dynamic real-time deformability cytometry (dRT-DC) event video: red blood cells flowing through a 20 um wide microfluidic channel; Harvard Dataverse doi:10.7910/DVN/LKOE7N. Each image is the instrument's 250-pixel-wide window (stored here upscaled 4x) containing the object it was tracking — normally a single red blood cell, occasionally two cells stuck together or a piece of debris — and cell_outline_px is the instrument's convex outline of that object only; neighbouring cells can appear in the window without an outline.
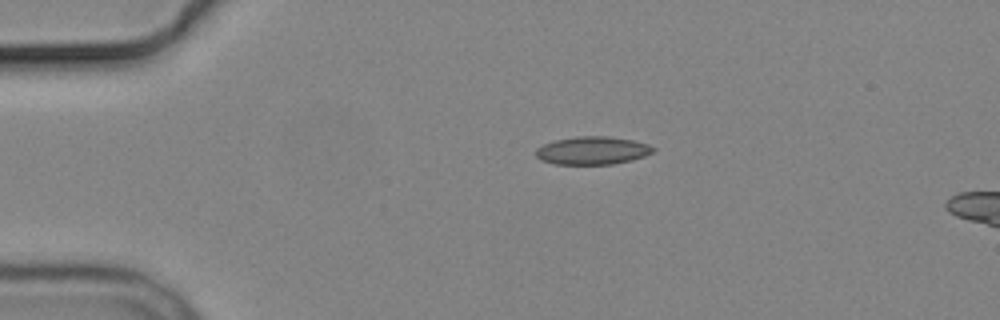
{"species": "common noctule bat (a hibernating species)", "species_latin": "Nyctalus noctula", "temperature_condition": "cold", "stored_images_in_passage": 3, "camera_frame_rate_fps": 3000, "um_per_image_px": 0.085, "animal": {"sex": "male", "body_mass_g": 19.2, "forearm_length_mm": 51.8}, "frame": {"image": 1, "passage_image": 1, "time_ms": 0.0, "image_size_px": [1000, 320], "cell_outline_px": [[656, 148], [652, 152], [644, 156], [632, 160], [612, 164], [556, 164], [540, 160], [536, 156], [536, 148], [544, 144], [556, 140], [576, 136], [608, 136], [632, 140], [648, 144]], "centroid_in_image_um": [50.35, 12.79], "position_along_channel_um": 34.6, "area_um2": 19.07}}